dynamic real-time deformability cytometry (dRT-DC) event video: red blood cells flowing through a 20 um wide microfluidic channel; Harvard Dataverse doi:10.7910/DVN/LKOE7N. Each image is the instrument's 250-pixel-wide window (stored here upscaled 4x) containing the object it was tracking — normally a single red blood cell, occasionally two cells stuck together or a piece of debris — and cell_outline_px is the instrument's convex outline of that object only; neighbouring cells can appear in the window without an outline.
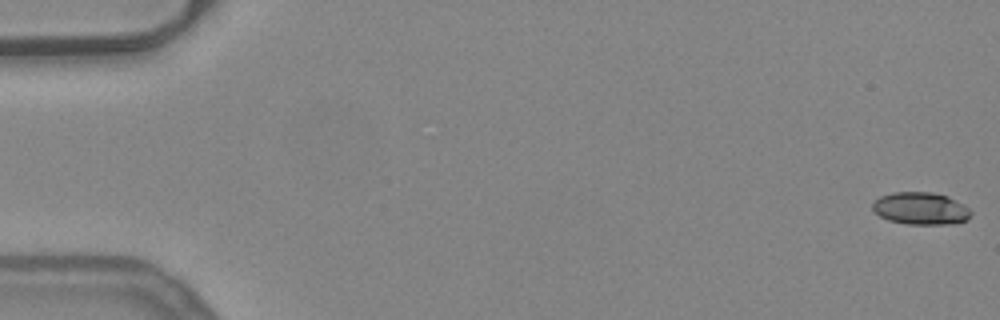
{"species": "common noctule bat (a hibernating species)", "species_latin": "Nyctalus noctula", "temperature_condition": "warm", "stored_images_in_passage": 23, "camera_frame_rate_fps": 3000, "um_per_image_px": 0.085, "animal": {"sex": "female", "body_mass_g": 24.6, "forearm_length_mm": 56.2}, "frame": {"image": 1, "passage_image": 1, "time_ms": 0.0, "image_size_px": [1000, 320], "cell_outline_px": [[972, 212], [968, 220], [956, 224], [908, 224], [888, 220], [872, 212], [872, 204], [880, 196], [892, 192], [932, 192], [948, 196], [964, 204]], "centroid_in_image_um": [78.27, 17.72], "position_along_channel_um": 6.7, "area_um2": 18.79}}
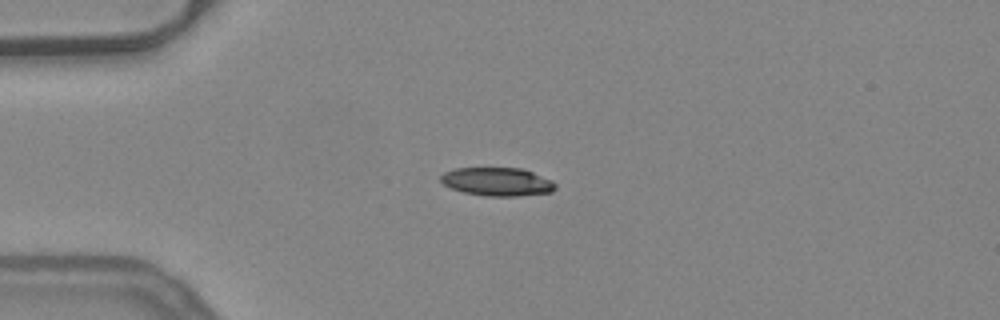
{"frame": {"image": 2, "passage_image": 14, "time_ms": 4.333, "image_size_px": [1000, 320], "cell_outline_px": [[556, 188], [552, 192], [516, 196], [484, 196], [464, 192], [452, 188], [444, 184], [440, 180], [440, 176], [444, 172], [456, 168], [524, 168], [552, 180], [556, 184]], "centroid_in_image_um": [42.29, 15.44], "position_along_channel_um": 42.7, "area_um2": 19.02}}
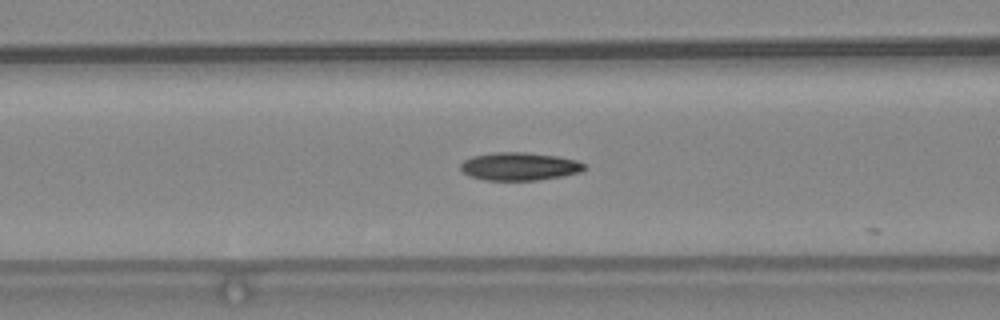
{"frame": {"image": 3, "passage_image": 22, "time_ms": 7.0, "image_size_px": [1000, 320], "cell_outline_px": [[588, 168], [580, 172], [564, 176], [536, 180], [484, 180], [468, 176], [460, 168], [460, 164], [464, 160], [472, 156], [492, 152], [524, 152], [556, 156], [576, 160], [584, 164]], "centroid_in_image_um": [44.14, 14.14], "position_along_channel_um": 122.5, "area_um2": 20.29}}